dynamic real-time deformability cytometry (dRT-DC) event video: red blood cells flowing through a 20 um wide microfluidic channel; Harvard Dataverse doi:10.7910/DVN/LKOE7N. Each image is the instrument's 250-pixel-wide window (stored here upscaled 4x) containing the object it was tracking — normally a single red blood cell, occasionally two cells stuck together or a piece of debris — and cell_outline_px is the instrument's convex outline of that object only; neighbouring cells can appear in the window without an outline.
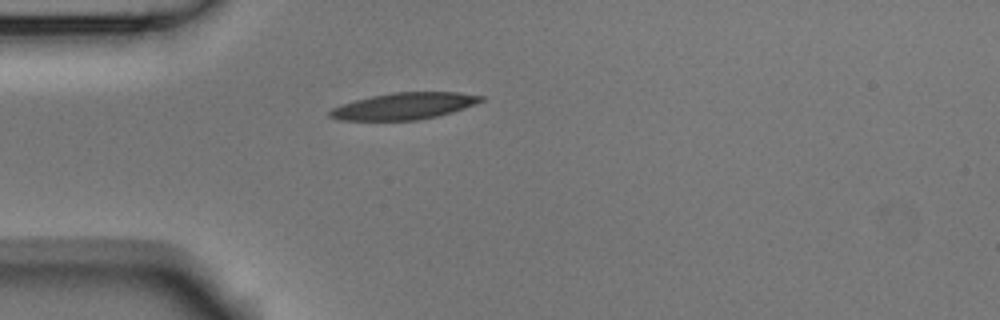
{"species": "Egyptian fruit bat (a non-hibernating species)", "species_latin": "Rousettus aegyptiacus", "temperature_condition": "room temperature", "stored_images_in_passage": 1, "camera_frame_rate_fps": 3000, "um_per_image_px": 0.085, "animal": {"sex": "male"}, "frame": {"image": 1, "passage_image": 1, "time_ms": 0.0, "image_size_px": [1000, 320], "cell_outline_px": [[484, 100], [464, 108], [452, 112], [436, 116], [416, 120], [336, 120], [328, 116], [328, 112], [332, 108], [356, 100], [372, 96], [392, 92], [460, 92], [484, 96]], "centroid_in_image_um": [34.35, 9.01], "position_along_channel_um": 50.7, "area_um2": 23.35}}